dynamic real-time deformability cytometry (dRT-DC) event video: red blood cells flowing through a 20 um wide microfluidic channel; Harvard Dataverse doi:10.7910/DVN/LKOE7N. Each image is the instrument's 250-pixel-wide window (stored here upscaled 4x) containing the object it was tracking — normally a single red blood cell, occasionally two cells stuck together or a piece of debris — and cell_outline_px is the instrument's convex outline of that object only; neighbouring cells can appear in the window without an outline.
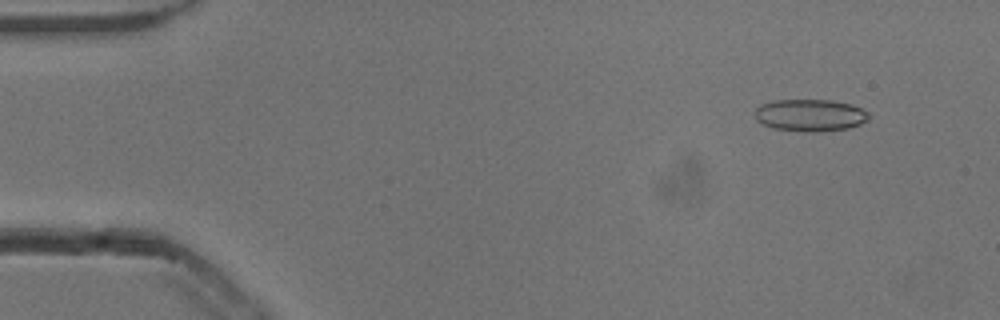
{"species": "common noctule bat (a hibernating species)", "species_latin": "Nyctalus noctula", "temperature_condition": "cold", "stored_images_in_passage": 55, "camera_frame_rate_fps": 3000, "um_per_image_px": 0.085, "animal": {"sex": "male", "body_mass_g": 13.3}, "frame": {"image": 1, "passage_image": 5, "time_ms": 1.333, "image_size_px": [1000, 320], "cell_outline_px": [[868, 120], [860, 124], [848, 128], [816, 132], [808, 132], [772, 128], [756, 120], [752, 112], [760, 104], [772, 100], [832, 100], [852, 104], [868, 112]], "centroid_in_image_um": [68.82, 9.79], "position_along_channel_um": 16.2, "area_um2": 21.5}}
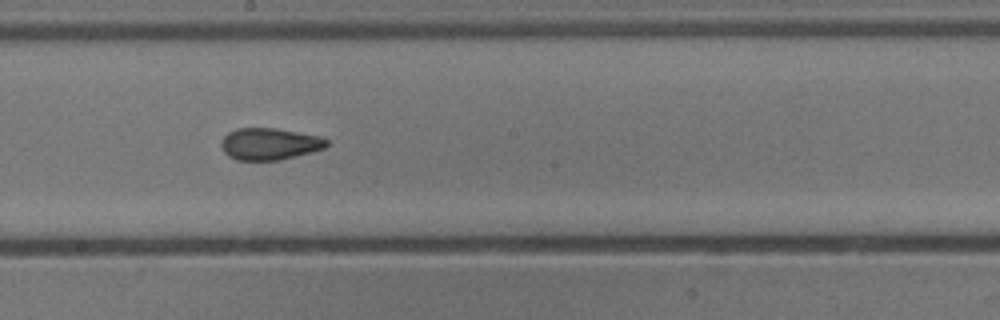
{"frame": {"image": 2, "passage_image": 30, "time_ms": 9.667, "image_size_px": [1000, 320], "cell_outline_px": [[328, 144], [324, 148], [296, 156], [280, 160], [236, 160], [228, 156], [224, 152], [220, 144], [224, 136], [228, 132], [236, 128], [276, 128], [320, 136], [328, 140]], "centroid_in_image_um": [22.89, 12.23], "position_along_channel_um": 225.3, "area_um2": 19.59}}
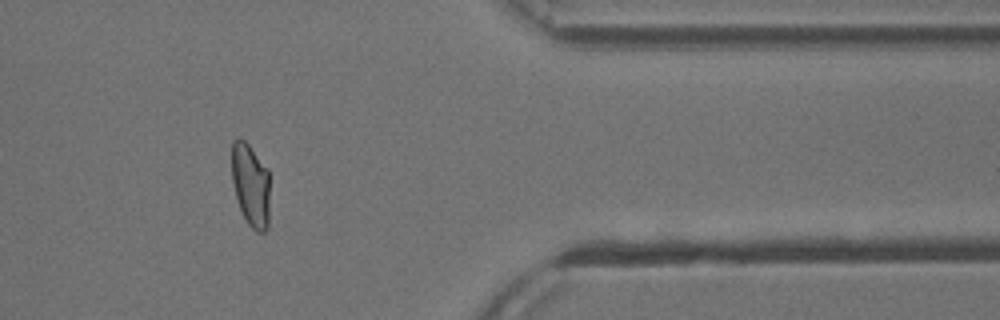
{"frame": {"image": 3, "passage_image": 45, "time_ms": 14.667, "image_size_px": [1000, 320], "cell_outline_px": [[268, 228], [264, 232], [256, 232], [248, 224], [240, 208], [236, 196], [232, 180], [232, 140], [236, 136], [240, 136], [248, 144], [268, 168]], "centroid_in_image_um": [21.29, 15.68], "position_along_channel_um": 390.1, "area_um2": 18.44}, "authors_computed_cell_mechanics": {"area_um2": 19.9988, "velocity_mm_per_s": 3.7992, "shape_relaxation_time_tau1_ms": null, "shape_relaxation_time_tau2_ms": 1.7473, "deformation_change_tau1": null, "deformation_change_tau2": 0.072}}